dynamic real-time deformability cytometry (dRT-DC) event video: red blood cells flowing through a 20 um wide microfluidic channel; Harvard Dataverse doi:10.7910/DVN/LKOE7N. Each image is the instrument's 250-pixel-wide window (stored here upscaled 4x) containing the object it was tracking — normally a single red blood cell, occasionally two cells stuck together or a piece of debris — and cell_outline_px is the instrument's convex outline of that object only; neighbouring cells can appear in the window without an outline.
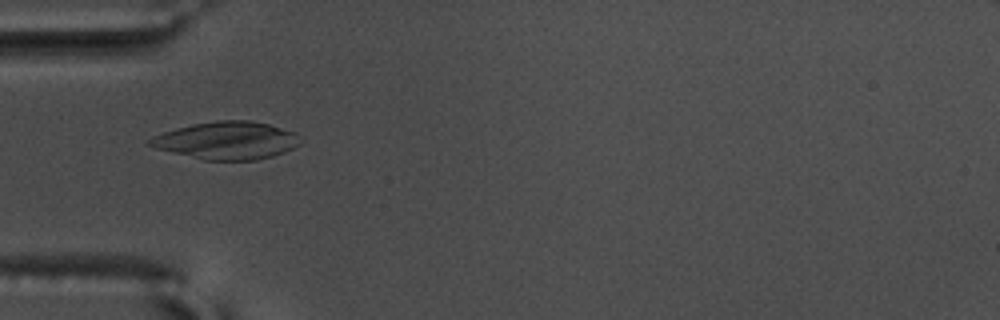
{"species": "common noctule bat (a hibernating species)", "species_latin": "Nyctalus noctula", "temperature_condition": "warm", "stored_images_in_passage": 43, "camera_frame_rate_fps": 3000, "um_per_image_px": 0.085, "animal": {"sex": "male", "body_mass_g": 17.5, "forearm_length_mm": 52.3}, "frame": {"image": 1, "passage_image": 15, "time_ms": 4.667, "image_size_px": [1000, 320], "cell_outline_px": [[300, 144], [284, 152], [272, 156], [256, 160], [204, 160], [156, 148], [148, 144], [148, 140], [152, 136], [176, 128], [192, 124], [216, 120], [248, 120], [268, 124], [296, 132]], "centroid_in_image_um": [19.27, 11.93], "position_along_channel_um": 65.7, "area_um2": 32.83}}
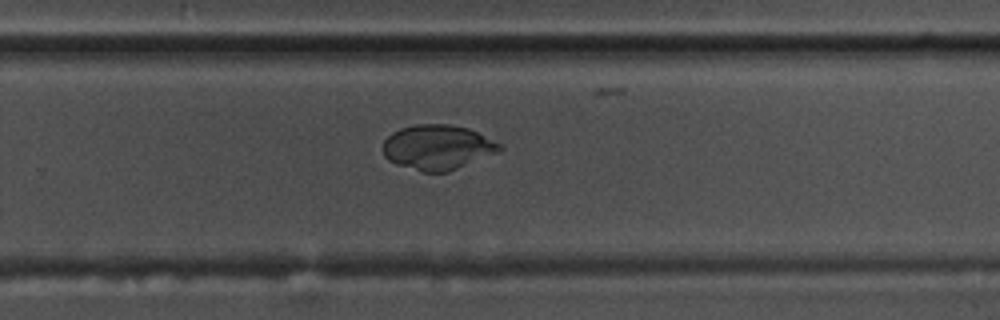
{"frame": {"image": 2, "passage_image": 34, "time_ms": 11.0, "image_size_px": [1000, 320], "cell_outline_px": [[504, 148], [500, 152], [448, 172], [424, 172], [396, 164], [388, 160], [384, 156], [384, 140], [392, 132], [400, 128], [416, 124], [448, 124], [468, 128], [500, 144]], "centroid_in_image_um": [37.2, 12.52], "position_along_channel_um": 292.6, "area_um2": 30.46}}
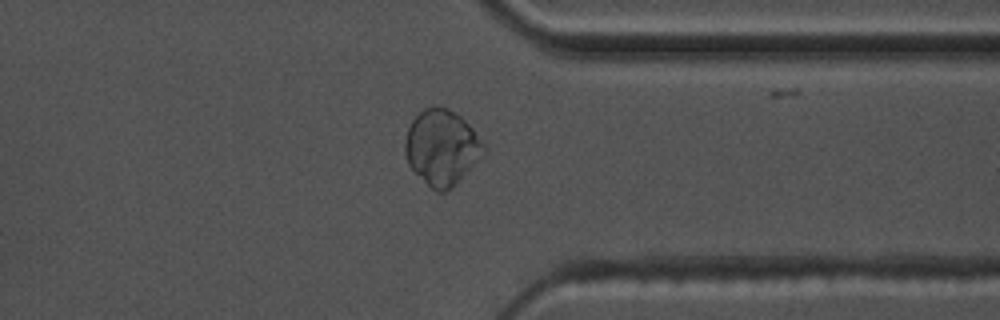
{"frame": {"image": 3, "passage_image": 41, "time_ms": 13.333, "image_size_px": [1000, 320], "cell_outline_px": [[488, 148], [456, 184], [444, 192], [436, 192], [408, 164], [404, 152], [404, 140], [408, 128], [412, 120], [424, 108], [436, 104], [448, 108], [460, 116], [472, 128]], "centroid_in_image_um": [37.54, 12.5], "position_along_channel_um": 373.9, "area_um2": 34.39}}